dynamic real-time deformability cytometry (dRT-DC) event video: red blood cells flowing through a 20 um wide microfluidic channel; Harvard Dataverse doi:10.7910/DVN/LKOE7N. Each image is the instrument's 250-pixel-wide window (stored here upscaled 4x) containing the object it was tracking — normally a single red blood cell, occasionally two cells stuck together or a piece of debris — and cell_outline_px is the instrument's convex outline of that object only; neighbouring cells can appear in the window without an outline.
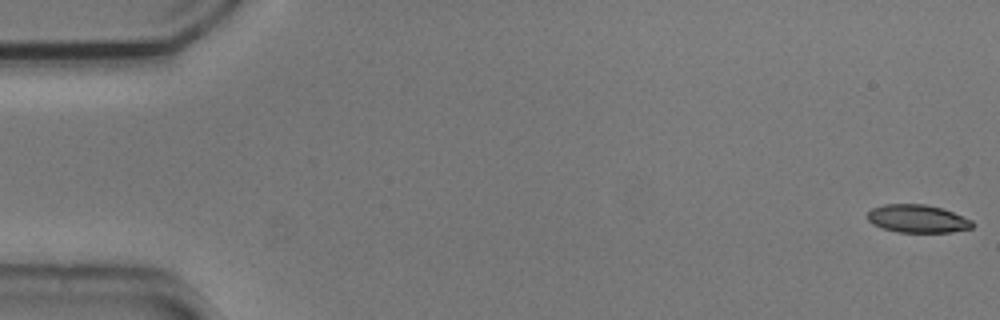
{"species": "common noctule bat (a hibernating species)", "species_latin": "Nyctalus noctula", "temperature_condition": "cold", "stored_images_in_passage": 5, "camera_frame_rate_fps": 3000, "um_per_image_px": 0.085, "animal": {"sex": "male", "body_mass_g": 20.5, "forearm_length_mm": 52.5}, "frame": {"image": 1, "passage_image": 1, "time_ms": 0.0, "image_size_px": [1000, 320], "cell_outline_px": [[976, 224], [972, 228], [952, 232], [896, 232], [872, 224], [868, 220], [868, 212], [872, 208], [884, 204], [924, 204], [940, 208], [952, 212], [972, 220]], "centroid_in_image_um": [78.0, 18.59], "position_along_channel_um": 7.0, "area_um2": 17.05}}